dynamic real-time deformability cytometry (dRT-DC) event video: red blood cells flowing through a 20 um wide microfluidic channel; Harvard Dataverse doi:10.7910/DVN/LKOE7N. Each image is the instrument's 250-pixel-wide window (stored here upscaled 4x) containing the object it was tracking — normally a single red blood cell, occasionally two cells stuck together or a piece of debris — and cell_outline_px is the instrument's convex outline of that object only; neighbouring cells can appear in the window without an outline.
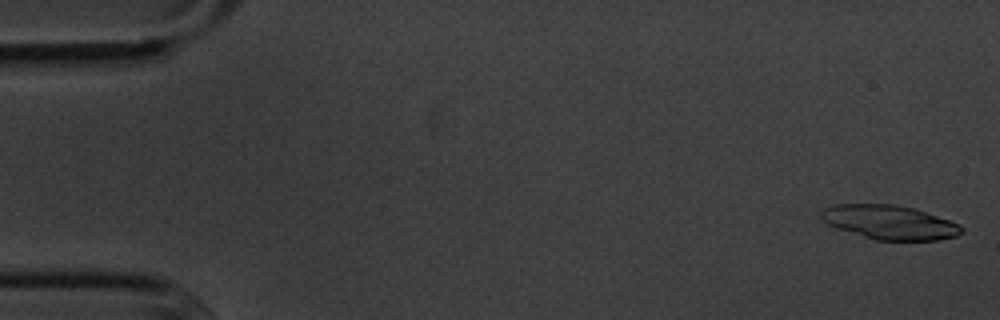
{"species": "common noctule bat (a hibernating species)", "species_latin": "Nyctalus noctula", "temperature_condition": "cold", "stored_images_in_passage": 5, "camera_frame_rate_fps": 3000, "um_per_image_px": 0.085, "animal": {"sex": "male", "body_mass_g": 20.1, "forearm_length_mm": 53.5}, "frame": {"image": 1, "passage_image": 1, "time_ms": 0.0, "image_size_px": [1000, 320], "cell_outline_px": [[964, 232], [956, 236], [936, 240], [876, 240], [836, 228], [820, 220], [820, 212], [824, 208], [836, 204], [892, 204], [916, 208], [960, 224], [964, 228]], "centroid_in_image_um": [75.62, 18.89], "position_along_channel_um": 9.4, "area_um2": 28.09}}